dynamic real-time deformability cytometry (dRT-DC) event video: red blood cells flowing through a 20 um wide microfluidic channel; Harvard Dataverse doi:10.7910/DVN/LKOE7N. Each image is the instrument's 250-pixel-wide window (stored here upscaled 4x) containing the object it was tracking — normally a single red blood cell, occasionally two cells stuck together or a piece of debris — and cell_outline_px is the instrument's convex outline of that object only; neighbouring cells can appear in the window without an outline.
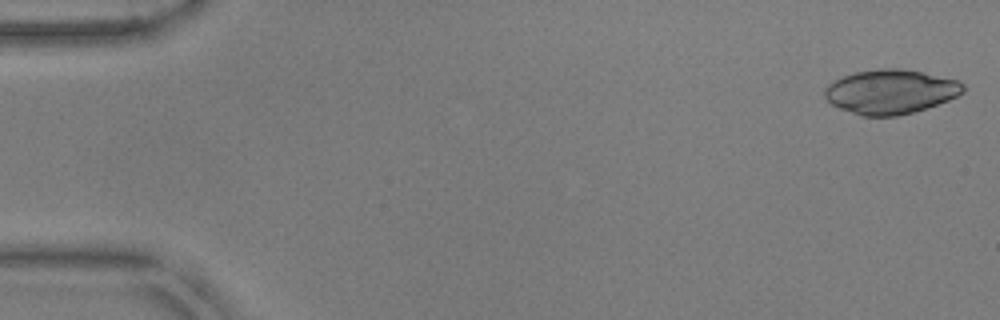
{"species": "common noctule bat (a hibernating species)", "species_latin": "Nyctalus noctula", "temperature_condition": "warm", "stored_images_in_passage": 14, "camera_frame_rate_fps": 3000, "um_per_image_px": 0.085, "animal": {"sex": "male", "body_mass_g": 17.9, "forearm_length_mm": 54.2}, "frame": {"image": 1, "passage_image": 1, "time_ms": 0.0, "image_size_px": [1000, 320], "cell_outline_px": [[964, 92], [948, 100], [912, 112], [896, 116], [860, 116], [840, 108], [832, 104], [824, 96], [824, 88], [828, 84], [844, 76], [856, 72], [880, 68], [900, 68], [960, 80], [964, 84]], "centroid_in_image_um": [75.69, 7.79], "position_along_channel_um": 9.3, "area_um2": 35.55}}